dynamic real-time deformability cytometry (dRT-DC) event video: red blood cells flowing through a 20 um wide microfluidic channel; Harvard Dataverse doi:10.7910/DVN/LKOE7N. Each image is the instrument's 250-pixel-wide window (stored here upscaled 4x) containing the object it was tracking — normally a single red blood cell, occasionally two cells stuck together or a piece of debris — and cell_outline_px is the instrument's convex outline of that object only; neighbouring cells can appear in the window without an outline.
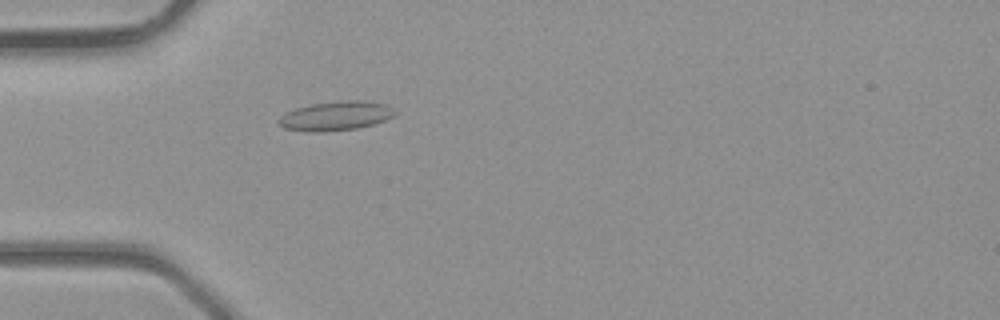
{"species": "common noctule bat (a hibernating species)", "species_latin": "Nyctalus noctula", "temperature_condition": "room temperature", "stored_images_in_passage": 39, "camera_frame_rate_fps": 3000, "um_per_image_px": 0.085, "animal": {"sex": "male", "body_mass_g": 23.1, "forearm_length_mm": 52.7}, "frame": {"image": 1, "passage_image": 12, "time_ms": 3.667, "image_size_px": [1000, 320], "cell_outline_px": [[396, 112], [392, 116], [384, 120], [372, 124], [356, 128], [324, 132], [308, 132], [284, 128], [276, 120], [280, 116], [296, 108], [312, 104], [340, 100], [364, 100], [384, 104], [392, 108]], "centroid_in_image_um": [28.51, 9.85], "position_along_channel_um": 56.5, "area_um2": 19.65}}
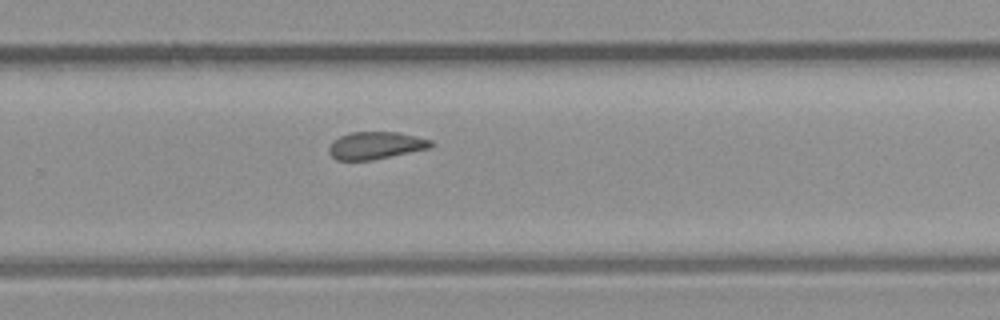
{"frame": {"image": 2, "passage_image": 26, "time_ms": 8.333, "image_size_px": [1000, 320], "cell_outline_px": [[432, 148], [372, 160], [336, 160], [328, 152], [328, 148], [332, 140], [348, 132], [396, 132], [416, 136], [432, 140]], "centroid_in_image_um": [31.92, 12.36], "position_along_channel_um": 297.9, "area_um2": 16.42}}
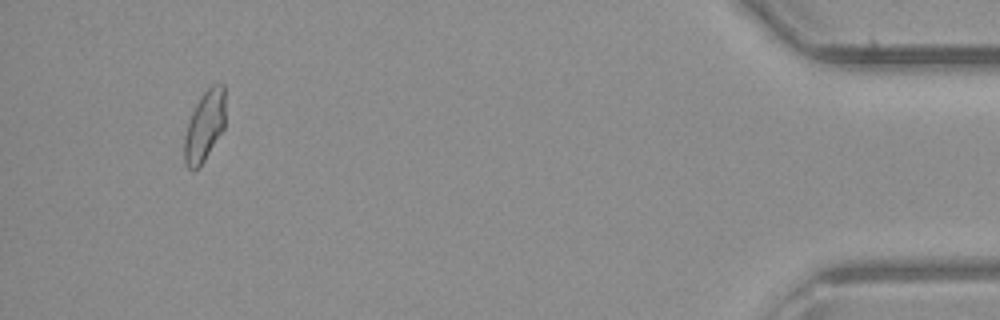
{"frame": {"image": 3, "passage_image": 37, "time_ms": 12.0, "image_size_px": [1000, 320], "cell_outline_px": [[224, 128], [200, 168], [192, 172], [184, 164], [184, 136], [188, 120], [196, 104], [204, 92], [212, 84], [224, 84]], "centroid_in_image_um": [17.36, 10.77], "position_along_channel_um": 417.8, "area_um2": 16.99}}